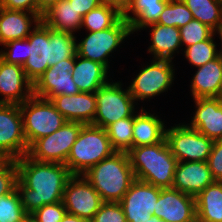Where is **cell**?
<instances>
[{
    "label": "cell",
    "mask_w": 222,
    "mask_h": 222,
    "mask_svg": "<svg viewBox=\"0 0 222 222\" xmlns=\"http://www.w3.org/2000/svg\"><path fill=\"white\" fill-rule=\"evenodd\" d=\"M16 166V188L26 214L63 200L64 188L73 176L65 164L35 161L26 154L16 159Z\"/></svg>",
    "instance_id": "cell-1"
},
{
    "label": "cell",
    "mask_w": 222,
    "mask_h": 222,
    "mask_svg": "<svg viewBox=\"0 0 222 222\" xmlns=\"http://www.w3.org/2000/svg\"><path fill=\"white\" fill-rule=\"evenodd\" d=\"M82 175L104 202H120L136 180L128 153L124 151L114 152Z\"/></svg>",
    "instance_id": "cell-2"
},
{
    "label": "cell",
    "mask_w": 222,
    "mask_h": 222,
    "mask_svg": "<svg viewBox=\"0 0 222 222\" xmlns=\"http://www.w3.org/2000/svg\"><path fill=\"white\" fill-rule=\"evenodd\" d=\"M127 153L136 180L160 188H172L178 161L165 138L154 145L133 147Z\"/></svg>",
    "instance_id": "cell-3"
},
{
    "label": "cell",
    "mask_w": 222,
    "mask_h": 222,
    "mask_svg": "<svg viewBox=\"0 0 222 222\" xmlns=\"http://www.w3.org/2000/svg\"><path fill=\"white\" fill-rule=\"evenodd\" d=\"M114 152L106 129L86 124L71 147L65 165L73 175H82Z\"/></svg>",
    "instance_id": "cell-4"
},
{
    "label": "cell",
    "mask_w": 222,
    "mask_h": 222,
    "mask_svg": "<svg viewBox=\"0 0 222 222\" xmlns=\"http://www.w3.org/2000/svg\"><path fill=\"white\" fill-rule=\"evenodd\" d=\"M110 79L95 91L97 106L92 125L104 129L120 119L131 117L137 109L128 86L124 89L122 81Z\"/></svg>",
    "instance_id": "cell-5"
},
{
    "label": "cell",
    "mask_w": 222,
    "mask_h": 222,
    "mask_svg": "<svg viewBox=\"0 0 222 222\" xmlns=\"http://www.w3.org/2000/svg\"><path fill=\"white\" fill-rule=\"evenodd\" d=\"M87 33L85 38L76 41L77 55L101 63L108 70L110 69L108 58L132 34L130 23L123 17L108 29L97 32L87 31Z\"/></svg>",
    "instance_id": "cell-6"
},
{
    "label": "cell",
    "mask_w": 222,
    "mask_h": 222,
    "mask_svg": "<svg viewBox=\"0 0 222 222\" xmlns=\"http://www.w3.org/2000/svg\"><path fill=\"white\" fill-rule=\"evenodd\" d=\"M19 107L28 147L39 138L52 134L66 122L50 100L33 95L19 104Z\"/></svg>",
    "instance_id": "cell-7"
},
{
    "label": "cell",
    "mask_w": 222,
    "mask_h": 222,
    "mask_svg": "<svg viewBox=\"0 0 222 222\" xmlns=\"http://www.w3.org/2000/svg\"><path fill=\"white\" fill-rule=\"evenodd\" d=\"M151 62V63H150ZM150 64L143 65L128 88L138 107L140 100L150 101L164 92H168L174 84L175 66L171 60L152 59Z\"/></svg>",
    "instance_id": "cell-8"
},
{
    "label": "cell",
    "mask_w": 222,
    "mask_h": 222,
    "mask_svg": "<svg viewBox=\"0 0 222 222\" xmlns=\"http://www.w3.org/2000/svg\"><path fill=\"white\" fill-rule=\"evenodd\" d=\"M166 127L165 139L178 162H207L214 141L185 122Z\"/></svg>",
    "instance_id": "cell-9"
},
{
    "label": "cell",
    "mask_w": 222,
    "mask_h": 222,
    "mask_svg": "<svg viewBox=\"0 0 222 222\" xmlns=\"http://www.w3.org/2000/svg\"><path fill=\"white\" fill-rule=\"evenodd\" d=\"M83 125L80 122L66 121L52 134L36 140L29 147L27 155L39 162L65 164Z\"/></svg>",
    "instance_id": "cell-10"
},
{
    "label": "cell",
    "mask_w": 222,
    "mask_h": 222,
    "mask_svg": "<svg viewBox=\"0 0 222 222\" xmlns=\"http://www.w3.org/2000/svg\"><path fill=\"white\" fill-rule=\"evenodd\" d=\"M28 150L19 105L0 103V155L6 160H16Z\"/></svg>",
    "instance_id": "cell-11"
},
{
    "label": "cell",
    "mask_w": 222,
    "mask_h": 222,
    "mask_svg": "<svg viewBox=\"0 0 222 222\" xmlns=\"http://www.w3.org/2000/svg\"><path fill=\"white\" fill-rule=\"evenodd\" d=\"M63 203L67 213L92 220L104 203L83 175H73L64 188Z\"/></svg>",
    "instance_id": "cell-12"
},
{
    "label": "cell",
    "mask_w": 222,
    "mask_h": 222,
    "mask_svg": "<svg viewBox=\"0 0 222 222\" xmlns=\"http://www.w3.org/2000/svg\"><path fill=\"white\" fill-rule=\"evenodd\" d=\"M75 57L62 60L45 70L33 84V95L50 100L59 95H75L80 91L72 78Z\"/></svg>",
    "instance_id": "cell-13"
},
{
    "label": "cell",
    "mask_w": 222,
    "mask_h": 222,
    "mask_svg": "<svg viewBox=\"0 0 222 222\" xmlns=\"http://www.w3.org/2000/svg\"><path fill=\"white\" fill-rule=\"evenodd\" d=\"M160 187L135 180L119 202L127 222H144L153 216Z\"/></svg>",
    "instance_id": "cell-14"
},
{
    "label": "cell",
    "mask_w": 222,
    "mask_h": 222,
    "mask_svg": "<svg viewBox=\"0 0 222 222\" xmlns=\"http://www.w3.org/2000/svg\"><path fill=\"white\" fill-rule=\"evenodd\" d=\"M153 216L168 222H197L195 197L174 188H161Z\"/></svg>",
    "instance_id": "cell-15"
},
{
    "label": "cell",
    "mask_w": 222,
    "mask_h": 222,
    "mask_svg": "<svg viewBox=\"0 0 222 222\" xmlns=\"http://www.w3.org/2000/svg\"><path fill=\"white\" fill-rule=\"evenodd\" d=\"M32 96L33 83L23 67L0 58V103L19 105Z\"/></svg>",
    "instance_id": "cell-16"
},
{
    "label": "cell",
    "mask_w": 222,
    "mask_h": 222,
    "mask_svg": "<svg viewBox=\"0 0 222 222\" xmlns=\"http://www.w3.org/2000/svg\"><path fill=\"white\" fill-rule=\"evenodd\" d=\"M27 39L29 57L22 67L34 84L50 67L49 28L41 21Z\"/></svg>",
    "instance_id": "cell-17"
},
{
    "label": "cell",
    "mask_w": 222,
    "mask_h": 222,
    "mask_svg": "<svg viewBox=\"0 0 222 222\" xmlns=\"http://www.w3.org/2000/svg\"><path fill=\"white\" fill-rule=\"evenodd\" d=\"M190 128L213 141L222 140V103L218 97L196 98Z\"/></svg>",
    "instance_id": "cell-18"
},
{
    "label": "cell",
    "mask_w": 222,
    "mask_h": 222,
    "mask_svg": "<svg viewBox=\"0 0 222 222\" xmlns=\"http://www.w3.org/2000/svg\"><path fill=\"white\" fill-rule=\"evenodd\" d=\"M214 181L207 162H178L175 169L172 188L196 197Z\"/></svg>",
    "instance_id": "cell-19"
},
{
    "label": "cell",
    "mask_w": 222,
    "mask_h": 222,
    "mask_svg": "<svg viewBox=\"0 0 222 222\" xmlns=\"http://www.w3.org/2000/svg\"><path fill=\"white\" fill-rule=\"evenodd\" d=\"M54 107L64 116L66 121L93 124L96 113V97L94 93L79 92L75 95H59L50 99Z\"/></svg>",
    "instance_id": "cell-20"
},
{
    "label": "cell",
    "mask_w": 222,
    "mask_h": 222,
    "mask_svg": "<svg viewBox=\"0 0 222 222\" xmlns=\"http://www.w3.org/2000/svg\"><path fill=\"white\" fill-rule=\"evenodd\" d=\"M40 22L36 13L0 7V45L26 39Z\"/></svg>",
    "instance_id": "cell-21"
},
{
    "label": "cell",
    "mask_w": 222,
    "mask_h": 222,
    "mask_svg": "<svg viewBox=\"0 0 222 222\" xmlns=\"http://www.w3.org/2000/svg\"><path fill=\"white\" fill-rule=\"evenodd\" d=\"M145 29H149L151 36L147 52L152 55V59L173 61L175 54H179V51L182 53L184 48H182L179 28L154 23L146 26Z\"/></svg>",
    "instance_id": "cell-22"
},
{
    "label": "cell",
    "mask_w": 222,
    "mask_h": 222,
    "mask_svg": "<svg viewBox=\"0 0 222 222\" xmlns=\"http://www.w3.org/2000/svg\"><path fill=\"white\" fill-rule=\"evenodd\" d=\"M190 81L193 99L219 97L222 90V58L218 56L198 67Z\"/></svg>",
    "instance_id": "cell-23"
},
{
    "label": "cell",
    "mask_w": 222,
    "mask_h": 222,
    "mask_svg": "<svg viewBox=\"0 0 222 222\" xmlns=\"http://www.w3.org/2000/svg\"><path fill=\"white\" fill-rule=\"evenodd\" d=\"M138 110L134 117L132 148L161 142L165 138V121L155 112L145 110V107Z\"/></svg>",
    "instance_id": "cell-24"
},
{
    "label": "cell",
    "mask_w": 222,
    "mask_h": 222,
    "mask_svg": "<svg viewBox=\"0 0 222 222\" xmlns=\"http://www.w3.org/2000/svg\"><path fill=\"white\" fill-rule=\"evenodd\" d=\"M71 73L80 92L94 93L110 80V70L104 65L79 55L75 57V66Z\"/></svg>",
    "instance_id": "cell-25"
},
{
    "label": "cell",
    "mask_w": 222,
    "mask_h": 222,
    "mask_svg": "<svg viewBox=\"0 0 222 222\" xmlns=\"http://www.w3.org/2000/svg\"><path fill=\"white\" fill-rule=\"evenodd\" d=\"M169 0H131L122 13V17L130 23L131 32L143 30L146 26L157 23L160 14Z\"/></svg>",
    "instance_id": "cell-26"
},
{
    "label": "cell",
    "mask_w": 222,
    "mask_h": 222,
    "mask_svg": "<svg viewBox=\"0 0 222 222\" xmlns=\"http://www.w3.org/2000/svg\"><path fill=\"white\" fill-rule=\"evenodd\" d=\"M41 21L48 28L75 35L81 31L82 16L68 0H60L43 13Z\"/></svg>",
    "instance_id": "cell-27"
},
{
    "label": "cell",
    "mask_w": 222,
    "mask_h": 222,
    "mask_svg": "<svg viewBox=\"0 0 222 222\" xmlns=\"http://www.w3.org/2000/svg\"><path fill=\"white\" fill-rule=\"evenodd\" d=\"M197 222H222V181H214L195 197Z\"/></svg>",
    "instance_id": "cell-28"
},
{
    "label": "cell",
    "mask_w": 222,
    "mask_h": 222,
    "mask_svg": "<svg viewBox=\"0 0 222 222\" xmlns=\"http://www.w3.org/2000/svg\"><path fill=\"white\" fill-rule=\"evenodd\" d=\"M193 18L208 25L215 32L222 27V0H182Z\"/></svg>",
    "instance_id": "cell-29"
},
{
    "label": "cell",
    "mask_w": 222,
    "mask_h": 222,
    "mask_svg": "<svg viewBox=\"0 0 222 222\" xmlns=\"http://www.w3.org/2000/svg\"><path fill=\"white\" fill-rule=\"evenodd\" d=\"M121 17L122 13L116 7L102 3L82 17L81 29L102 31L112 27Z\"/></svg>",
    "instance_id": "cell-30"
},
{
    "label": "cell",
    "mask_w": 222,
    "mask_h": 222,
    "mask_svg": "<svg viewBox=\"0 0 222 222\" xmlns=\"http://www.w3.org/2000/svg\"><path fill=\"white\" fill-rule=\"evenodd\" d=\"M77 36L49 28L50 67L70 57H76Z\"/></svg>",
    "instance_id": "cell-31"
},
{
    "label": "cell",
    "mask_w": 222,
    "mask_h": 222,
    "mask_svg": "<svg viewBox=\"0 0 222 222\" xmlns=\"http://www.w3.org/2000/svg\"><path fill=\"white\" fill-rule=\"evenodd\" d=\"M135 113L128 118L120 119L106 128L112 147L116 151L128 152L132 148V130Z\"/></svg>",
    "instance_id": "cell-32"
},
{
    "label": "cell",
    "mask_w": 222,
    "mask_h": 222,
    "mask_svg": "<svg viewBox=\"0 0 222 222\" xmlns=\"http://www.w3.org/2000/svg\"><path fill=\"white\" fill-rule=\"evenodd\" d=\"M216 35L214 33L208 40L195 43L182 50L190 66L201 67L219 56L217 43L214 41Z\"/></svg>",
    "instance_id": "cell-33"
},
{
    "label": "cell",
    "mask_w": 222,
    "mask_h": 222,
    "mask_svg": "<svg viewBox=\"0 0 222 222\" xmlns=\"http://www.w3.org/2000/svg\"><path fill=\"white\" fill-rule=\"evenodd\" d=\"M193 19V15L182 0H169L157 23L181 28Z\"/></svg>",
    "instance_id": "cell-34"
},
{
    "label": "cell",
    "mask_w": 222,
    "mask_h": 222,
    "mask_svg": "<svg viewBox=\"0 0 222 222\" xmlns=\"http://www.w3.org/2000/svg\"><path fill=\"white\" fill-rule=\"evenodd\" d=\"M25 215L17 188L0 196V222H20Z\"/></svg>",
    "instance_id": "cell-35"
},
{
    "label": "cell",
    "mask_w": 222,
    "mask_h": 222,
    "mask_svg": "<svg viewBox=\"0 0 222 222\" xmlns=\"http://www.w3.org/2000/svg\"><path fill=\"white\" fill-rule=\"evenodd\" d=\"M181 44L184 48L195 43L208 40L215 31L199 20L192 19L185 26L179 28Z\"/></svg>",
    "instance_id": "cell-36"
},
{
    "label": "cell",
    "mask_w": 222,
    "mask_h": 222,
    "mask_svg": "<svg viewBox=\"0 0 222 222\" xmlns=\"http://www.w3.org/2000/svg\"><path fill=\"white\" fill-rule=\"evenodd\" d=\"M0 50V58L7 63L23 66L28 59V39L12 40L4 45Z\"/></svg>",
    "instance_id": "cell-37"
},
{
    "label": "cell",
    "mask_w": 222,
    "mask_h": 222,
    "mask_svg": "<svg viewBox=\"0 0 222 222\" xmlns=\"http://www.w3.org/2000/svg\"><path fill=\"white\" fill-rule=\"evenodd\" d=\"M18 171L16 160H6L0 166V196L7 195L16 189Z\"/></svg>",
    "instance_id": "cell-38"
},
{
    "label": "cell",
    "mask_w": 222,
    "mask_h": 222,
    "mask_svg": "<svg viewBox=\"0 0 222 222\" xmlns=\"http://www.w3.org/2000/svg\"><path fill=\"white\" fill-rule=\"evenodd\" d=\"M91 222H127L119 202H104Z\"/></svg>",
    "instance_id": "cell-39"
},
{
    "label": "cell",
    "mask_w": 222,
    "mask_h": 222,
    "mask_svg": "<svg viewBox=\"0 0 222 222\" xmlns=\"http://www.w3.org/2000/svg\"><path fill=\"white\" fill-rule=\"evenodd\" d=\"M66 213L67 210L64 203L60 201L53 204H45L32 213V215L37 222H60Z\"/></svg>",
    "instance_id": "cell-40"
},
{
    "label": "cell",
    "mask_w": 222,
    "mask_h": 222,
    "mask_svg": "<svg viewBox=\"0 0 222 222\" xmlns=\"http://www.w3.org/2000/svg\"><path fill=\"white\" fill-rule=\"evenodd\" d=\"M207 164L212 178L222 181V140L214 141Z\"/></svg>",
    "instance_id": "cell-41"
},
{
    "label": "cell",
    "mask_w": 222,
    "mask_h": 222,
    "mask_svg": "<svg viewBox=\"0 0 222 222\" xmlns=\"http://www.w3.org/2000/svg\"><path fill=\"white\" fill-rule=\"evenodd\" d=\"M0 7L9 10H21L38 14L42 18V13L37 9L36 0H0Z\"/></svg>",
    "instance_id": "cell-42"
},
{
    "label": "cell",
    "mask_w": 222,
    "mask_h": 222,
    "mask_svg": "<svg viewBox=\"0 0 222 222\" xmlns=\"http://www.w3.org/2000/svg\"><path fill=\"white\" fill-rule=\"evenodd\" d=\"M76 9V11L83 17L92 9L102 4L101 0H68Z\"/></svg>",
    "instance_id": "cell-43"
},
{
    "label": "cell",
    "mask_w": 222,
    "mask_h": 222,
    "mask_svg": "<svg viewBox=\"0 0 222 222\" xmlns=\"http://www.w3.org/2000/svg\"><path fill=\"white\" fill-rule=\"evenodd\" d=\"M103 4L116 7L121 13H123L129 6L131 0H101Z\"/></svg>",
    "instance_id": "cell-44"
},
{
    "label": "cell",
    "mask_w": 222,
    "mask_h": 222,
    "mask_svg": "<svg viewBox=\"0 0 222 222\" xmlns=\"http://www.w3.org/2000/svg\"><path fill=\"white\" fill-rule=\"evenodd\" d=\"M60 0H36L37 9L43 14Z\"/></svg>",
    "instance_id": "cell-45"
},
{
    "label": "cell",
    "mask_w": 222,
    "mask_h": 222,
    "mask_svg": "<svg viewBox=\"0 0 222 222\" xmlns=\"http://www.w3.org/2000/svg\"><path fill=\"white\" fill-rule=\"evenodd\" d=\"M60 222H91V221L84 218H80L76 215L66 213V215L63 217V219Z\"/></svg>",
    "instance_id": "cell-46"
},
{
    "label": "cell",
    "mask_w": 222,
    "mask_h": 222,
    "mask_svg": "<svg viewBox=\"0 0 222 222\" xmlns=\"http://www.w3.org/2000/svg\"><path fill=\"white\" fill-rule=\"evenodd\" d=\"M20 222H37L32 214H26Z\"/></svg>",
    "instance_id": "cell-47"
},
{
    "label": "cell",
    "mask_w": 222,
    "mask_h": 222,
    "mask_svg": "<svg viewBox=\"0 0 222 222\" xmlns=\"http://www.w3.org/2000/svg\"><path fill=\"white\" fill-rule=\"evenodd\" d=\"M215 33L218 34V37L221 41V47H220V50H218V53H219V56L222 58V27L219 30H217Z\"/></svg>",
    "instance_id": "cell-48"
},
{
    "label": "cell",
    "mask_w": 222,
    "mask_h": 222,
    "mask_svg": "<svg viewBox=\"0 0 222 222\" xmlns=\"http://www.w3.org/2000/svg\"><path fill=\"white\" fill-rule=\"evenodd\" d=\"M144 222H168V221L152 216L150 219H147Z\"/></svg>",
    "instance_id": "cell-49"
},
{
    "label": "cell",
    "mask_w": 222,
    "mask_h": 222,
    "mask_svg": "<svg viewBox=\"0 0 222 222\" xmlns=\"http://www.w3.org/2000/svg\"><path fill=\"white\" fill-rule=\"evenodd\" d=\"M6 161V159L0 155V166Z\"/></svg>",
    "instance_id": "cell-50"
},
{
    "label": "cell",
    "mask_w": 222,
    "mask_h": 222,
    "mask_svg": "<svg viewBox=\"0 0 222 222\" xmlns=\"http://www.w3.org/2000/svg\"><path fill=\"white\" fill-rule=\"evenodd\" d=\"M218 98L220 99V102L222 103V90Z\"/></svg>",
    "instance_id": "cell-51"
}]
</instances>
